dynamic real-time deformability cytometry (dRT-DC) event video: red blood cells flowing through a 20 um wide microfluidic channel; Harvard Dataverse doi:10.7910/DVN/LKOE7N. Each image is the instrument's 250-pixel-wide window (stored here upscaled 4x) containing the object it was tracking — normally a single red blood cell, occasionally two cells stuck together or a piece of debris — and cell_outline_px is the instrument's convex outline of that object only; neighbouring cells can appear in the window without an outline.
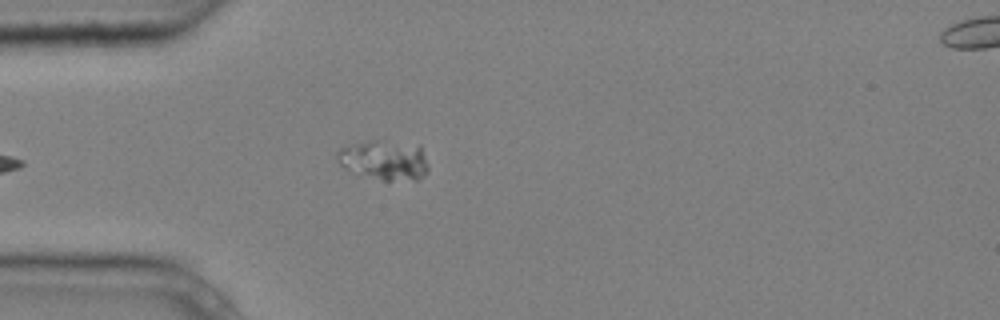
{"species": "common noctule bat (a hibernating species)", "species_latin": "Nyctalus noctula", "temperature_condition": "cold", "stored_images_in_passage": 6, "camera_frame_rate_fps": 3000, "um_per_image_px": 0.085, "animal": {"sex": "male", "body_mass_g": 20.4}, "frame": {"image": 1, "passage_image": 5, "time_ms": 1.333, "image_size_px": [1000, 320], "cell_outline_px": [[428, 172], [416, 180], [384, 180], [344, 168], [336, 160], [336, 152], [340, 148], [372, 140], [380, 140], [420, 144], [428, 164]], "centroid_in_image_um": [32.71, 13.58], "position_along_channel_um": 52.3, "area_um2": 20.98}}